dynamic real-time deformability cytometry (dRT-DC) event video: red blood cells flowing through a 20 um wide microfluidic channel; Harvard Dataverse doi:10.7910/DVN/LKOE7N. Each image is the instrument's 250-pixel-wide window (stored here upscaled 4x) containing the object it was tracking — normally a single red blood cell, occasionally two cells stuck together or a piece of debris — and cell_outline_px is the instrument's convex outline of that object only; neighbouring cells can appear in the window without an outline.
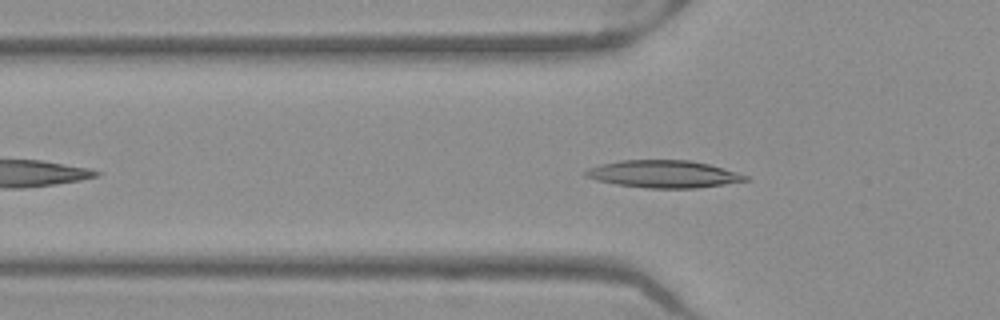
{"species": "Egyptian fruit bat (a non-hibernating species)", "species_latin": "Rousettus aegyptiacus", "temperature_condition": "warm", "stored_images_in_passage": 43, "camera_frame_rate_fps": 3000, "um_per_image_px": 0.085, "frame": {"image": 1, "passage_image": 9, "time_ms": 2.667, "image_size_px": [1000, 320], "cell_outline_px": [[752, 180], [696, 188], [648, 188], [616, 184], [596, 180], [584, 176], [584, 172], [588, 168], [600, 164], [620, 160], [688, 160], [708, 164], [724, 168], [748, 176]], "centroid_in_image_um": [56.4, 14.79], "position_along_channel_um": 69.4, "area_um2": 25.49}}
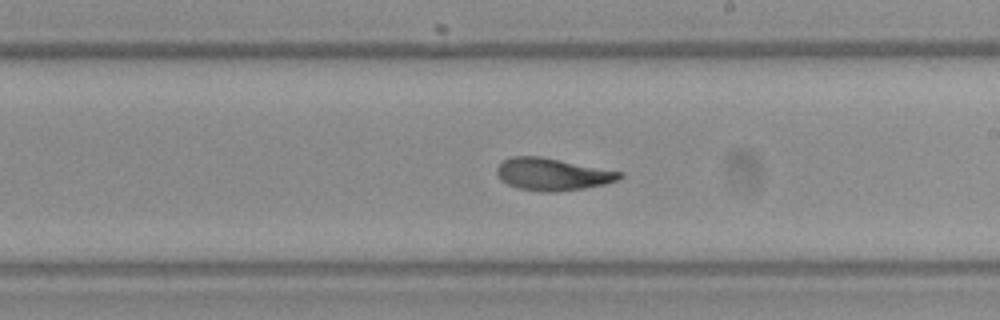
{"frame": {"image": 2, "passage_image": 22, "time_ms": 7.0, "image_size_px": [1000, 320], "cell_outline_px": [[624, 176], [616, 180], [604, 184], [584, 188], [556, 192], [540, 192], [516, 188], [500, 180], [496, 172], [496, 168], [500, 160], [512, 156], [540, 156], [624, 172]], "centroid_in_image_um": [46.91, 14.81], "position_along_channel_um": 242.1, "area_um2": 23.35}}
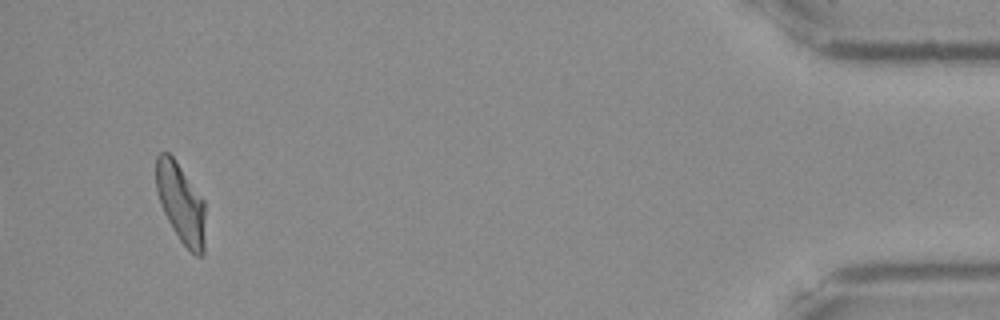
{"frame": {"image": 3, "passage_image": 41, "time_ms": 13.333, "image_size_px": [1000, 320], "cell_outline_px": [[204, 256], [196, 256], [180, 240], [172, 228], [160, 204], [156, 192], [156, 156], [160, 152], [168, 152], [176, 160], [204, 200]], "centroid_in_image_um": [15.36, 17.24], "position_along_channel_um": 419.8, "area_um2": 22.77}, "authors_computed_cell_mechanics": {"area_um2": 23.4668, "velocity_mm_per_s": 3.9767, "shape_relaxation_time_tau1_ms": 3.5622, "shape_relaxation_time_tau2_ms": 1.5146, "deformation_change_tau1": 0.186, "deformation_change_tau2": 0.0871}}